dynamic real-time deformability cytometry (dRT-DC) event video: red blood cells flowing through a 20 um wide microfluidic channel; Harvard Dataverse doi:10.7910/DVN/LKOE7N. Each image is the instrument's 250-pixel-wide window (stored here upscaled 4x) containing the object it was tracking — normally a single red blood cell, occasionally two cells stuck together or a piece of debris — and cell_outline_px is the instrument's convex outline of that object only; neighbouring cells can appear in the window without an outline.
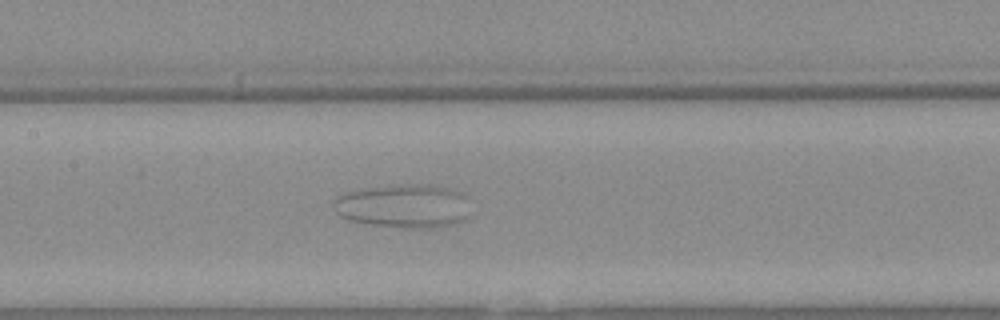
{"species": "Egyptian fruit bat (a non-hibernating species)", "species_latin": "Rousettus aegyptiacus", "temperature_condition": "warm", "stored_images_in_passage": 49, "camera_frame_rate_fps": 3000, "um_per_image_px": 0.085, "animal": {"sex": "female"}, "frame": {"image": 1, "passage_image": 18, "time_ms": 5.667, "image_size_px": [1000, 320], "cell_outline_px": [[472, 216], [464, 220], [440, 228], [408, 228], [368, 224], [348, 220], [340, 216], [336, 212], [332, 204], [336, 196], [348, 192], [368, 188], [392, 184], [428, 184], [448, 188], [460, 192], [464, 196], [472, 212]], "centroid_in_image_um": [34.35, 17.52], "position_along_channel_um": 173.1, "area_um2": 35.43}}
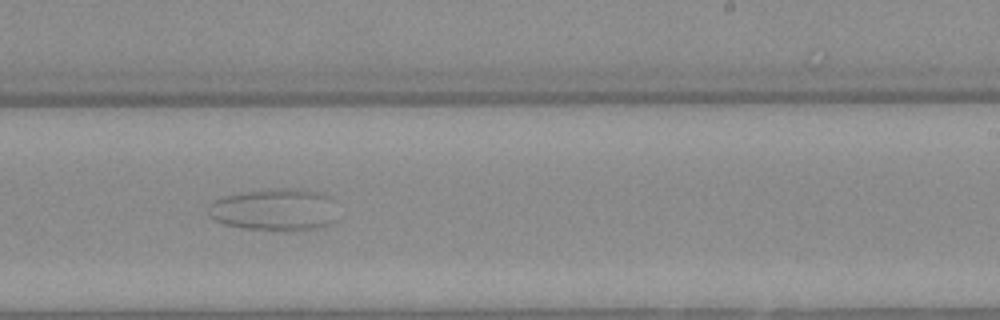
{"frame": {"image": 2, "passage_image": 26, "time_ms": 8.333, "image_size_px": [1000, 320], "cell_outline_px": [[336, 220], [332, 224], [324, 228], [244, 228], [224, 224], [212, 220], [208, 216], [208, 208], [216, 200], [224, 196], [248, 192], [292, 188], [316, 192], [328, 196]], "centroid_in_image_um": [23.29, 17.82], "position_along_channel_um": 265.7, "area_um2": 30.4}}
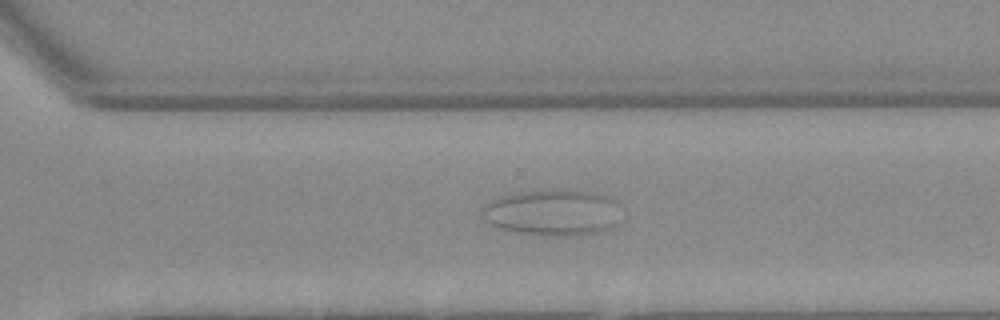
{"frame": {"image": 3, "passage_image": 31, "time_ms": 10.0, "image_size_px": [1000, 320], "cell_outline_px": [[612, 224], [608, 228], [596, 232], [572, 236], [540, 236], [516, 232], [500, 228], [492, 224], [488, 220], [484, 208], [484, 204], [492, 200], [524, 192], [564, 188], [596, 192], [608, 196], [612, 200]], "centroid_in_image_um": [46.91, 18.06], "position_along_channel_um": 323.7, "area_um2": 36.07}}